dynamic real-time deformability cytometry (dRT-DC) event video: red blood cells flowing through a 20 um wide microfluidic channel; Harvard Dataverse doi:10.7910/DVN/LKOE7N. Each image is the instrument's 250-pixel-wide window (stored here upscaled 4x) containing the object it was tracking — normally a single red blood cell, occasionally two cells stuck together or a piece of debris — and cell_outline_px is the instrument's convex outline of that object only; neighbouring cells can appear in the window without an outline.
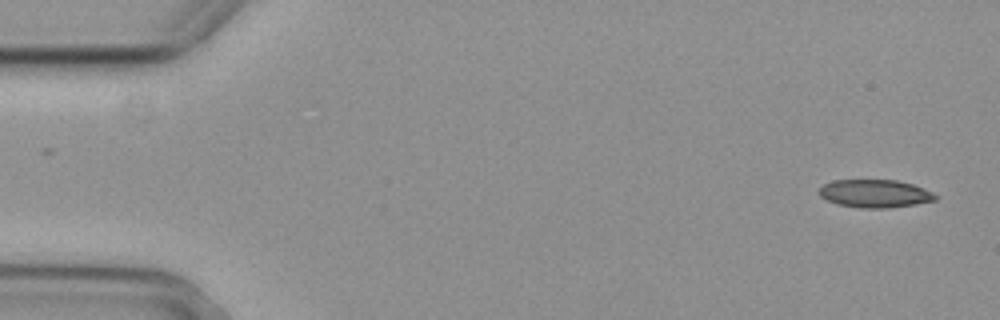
{"species": "common noctule bat (a hibernating species)", "species_latin": "Nyctalus noctula", "temperature_condition": "cold", "stored_images_in_passage": 5, "camera_frame_rate_fps": 3000, "um_per_image_px": 0.085, "animal": {"sex": "female", "body_mass_g": 29.2, "forearm_length_mm": 56.3}, "frame": {"image": 1, "passage_image": 1, "time_ms": 0.0, "image_size_px": [1000, 320], "cell_outline_px": [[936, 200], [916, 204], [888, 208], [860, 208], [836, 204], [820, 196], [820, 188], [824, 184], [832, 180], [896, 180], [912, 184], [924, 188], [932, 192], [936, 196]], "centroid_in_image_um": [74.37, 16.45], "position_along_channel_um": 10.6, "area_um2": 18.9}}
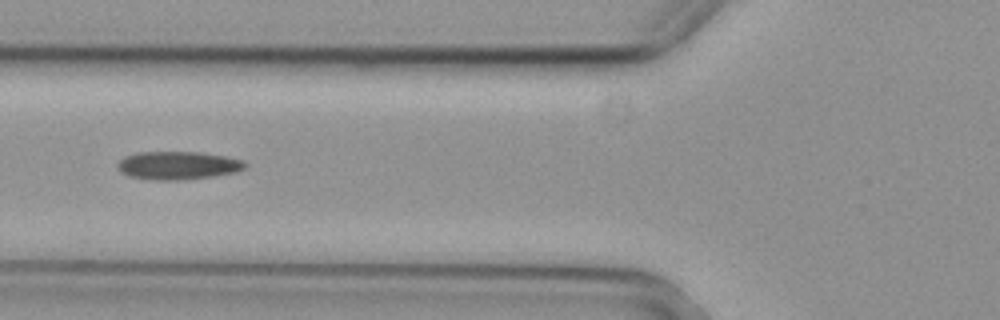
{"frame": {"image": 2, "passage_image": 5, "time_ms": 1.333, "image_size_px": [1000, 320], "cell_outline_px": [[248, 164], [244, 168], [236, 172], [212, 176], [176, 180], [152, 180], [128, 176], [120, 172], [116, 164], [124, 156], [140, 152], [200, 152], [224, 156], [244, 160]], "centroid_in_image_um": [15.1, 14.06], "position_along_channel_um": 110.7, "area_um2": 20.92}}